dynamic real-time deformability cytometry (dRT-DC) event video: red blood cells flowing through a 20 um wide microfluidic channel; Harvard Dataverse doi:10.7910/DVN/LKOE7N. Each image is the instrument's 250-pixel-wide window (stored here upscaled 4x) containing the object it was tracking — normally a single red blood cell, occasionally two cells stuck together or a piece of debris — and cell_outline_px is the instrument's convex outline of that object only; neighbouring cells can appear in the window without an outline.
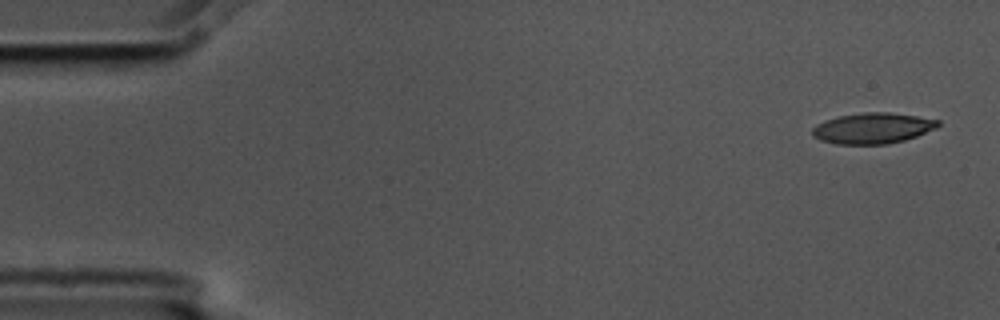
{"species": "common noctule bat (a hibernating species)", "species_latin": "Nyctalus noctula", "temperature_condition": "cold", "stored_images_in_passage": 5, "camera_frame_rate_fps": 3000, "um_per_image_px": 0.085, "animal": {"sex": "male", "body_mass_g": 17.5, "forearm_length_mm": 52.3}, "frame": {"image": 1, "passage_image": 1, "time_ms": 0.0, "image_size_px": [1000, 320], "cell_outline_px": [[940, 124], [936, 128], [916, 136], [904, 140], [888, 144], [836, 144], [820, 140], [812, 136], [812, 128], [816, 124], [824, 120], [840, 116], [864, 112], [888, 112], [916, 116], [940, 120]], "centroid_in_image_um": [74.15, 10.9], "position_along_channel_um": 10.8, "area_um2": 22.54}}
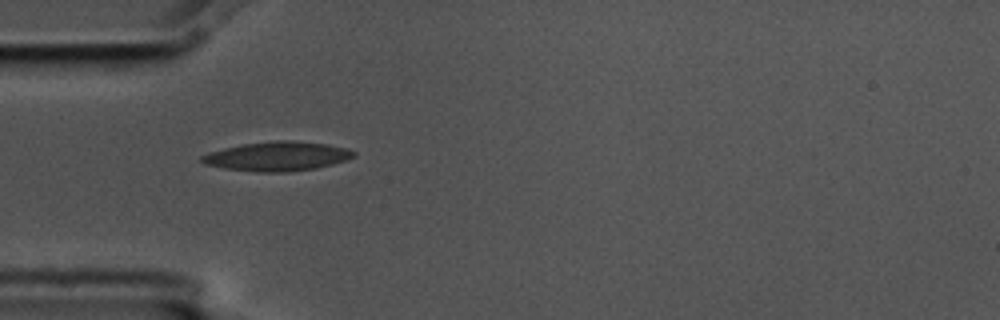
{"frame": {"image": 2, "passage_image": 5, "time_ms": 1.333, "image_size_px": [1000, 320], "cell_outline_px": [[356, 156], [332, 164], [316, 168], [288, 172], [256, 172], [224, 168], [204, 164], [200, 160], [200, 156], [208, 152], [224, 148], [244, 144], [276, 140], [292, 140], [324, 144], [348, 148], [356, 152]], "centroid_in_image_um": [23.55, 13.29], "position_along_channel_um": 61.5, "area_um2": 25.89}}